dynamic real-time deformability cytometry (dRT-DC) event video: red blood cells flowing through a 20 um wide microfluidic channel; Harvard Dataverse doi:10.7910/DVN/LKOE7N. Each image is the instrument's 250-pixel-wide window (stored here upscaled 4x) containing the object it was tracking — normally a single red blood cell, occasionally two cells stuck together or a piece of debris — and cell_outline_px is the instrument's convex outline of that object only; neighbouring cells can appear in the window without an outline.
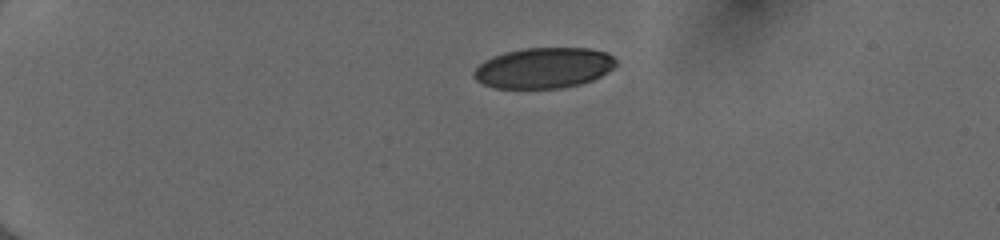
{"species": "human", "species_latin": "Homo sapiens", "temperature_condition": "cold", "stored_images_in_passage": 40, "camera_frame_rate_fps": 3000, "um_per_image_px": 0.085, "donor": {"sex": "female"}, "frame": {"image": 1, "passage_image": 1, "time_ms": 0.0, "image_size_px": [1000, 240], "cell_outline_px": [[616, 64], [608, 72], [592, 80], [580, 84], [560, 88], [492, 88], [476, 80], [472, 76], [472, 72], [484, 60], [492, 56], [504, 52], [524, 48], [588, 48], [608, 52], [616, 60]], "centroid_in_image_um": [46.2, 5.77], "position_along_channel_um": 38.8, "area_um2": 33.81}}
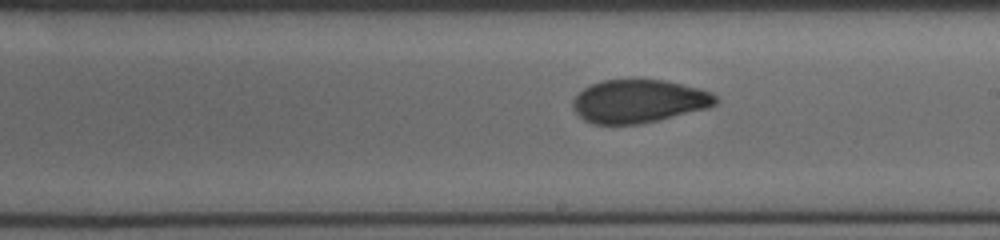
{"frame": {"image": 2, "passage_image": 21, "time_ms": 6.667, "image_size_px": [1000, 240], "cell_outline_px": [[720, 100], [716, 104], [708, 108], [640, 124], [592, 124], [584, 120], [572, 108], [572, 100], [584, 88], [600, 80], [664, 80], [700, 88], [712, 92]], "centroid_in_image_um": [54.31, 8.6], "position_along_channel_um": 234.7, "area_um2": 35.95}}
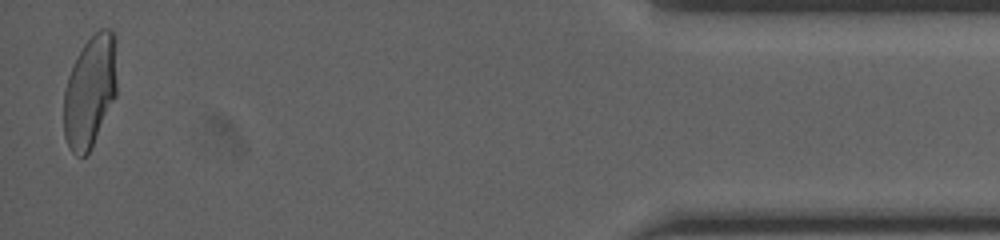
{"frame": {"image": 3, "passage_image": 40, "time_ms": 13.0, "image_size_px": [1000, 240], "cell_outline_px": [[116, 96], [92, 148], [84, 156], [76, 156], [68, 148], [64, 136], [64, 88], [72, 64], [84, 44], [100, 28], [108, 28], [116, 36]], "centroid_in_image_um": [7.65, 7.78], "position_along_channel_um": 427.6, "area_um2": 35.14}, "authors_computed_cell_mechanics": {"area_um2": 36.0961, "velocity_mm_per_s": 4.0391, "shape_relaxation_time_tau1_ms": null, "shape_relaxation_time_tau2_ms": 1.0863, "deformation_change_tau1": null, "deformation_change_tau2": 0.0517}}